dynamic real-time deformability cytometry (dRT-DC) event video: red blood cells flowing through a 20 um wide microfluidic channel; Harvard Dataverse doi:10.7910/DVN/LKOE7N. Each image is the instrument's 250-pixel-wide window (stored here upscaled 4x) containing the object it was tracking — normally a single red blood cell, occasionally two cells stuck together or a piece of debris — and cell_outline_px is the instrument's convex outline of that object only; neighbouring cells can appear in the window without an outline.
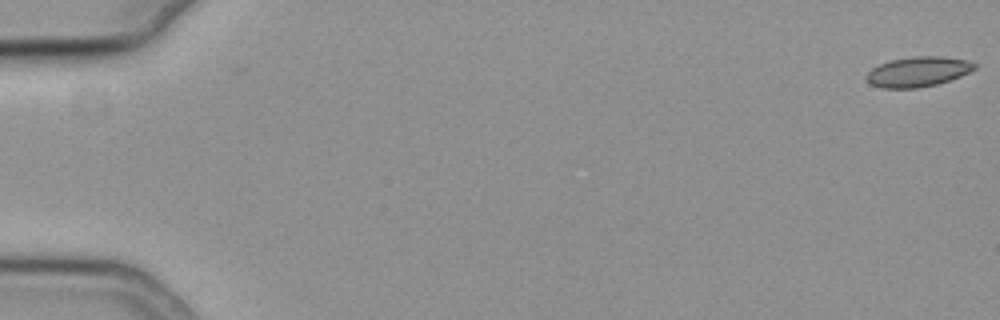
{"species": "common noctule bat (a hibernating species)", "species_latin": "Nyctalus noctula", "temperature_condition": "cold", "stored_images_in_passage": 56, "camera_frame_rate_fps": 3000, "um_per_image_px": 0.085, "animal": {"sex": "female", "body_mass_g": 19.3, "forearm_length_mm": 54.1}, "frame": {"image": 1, "passage_image": 1, "time_ms": 0.0, "image_size_px": [1000, 320], "cell_outline_px": [[976, 68], [960, 76], [936, 84], [916, 88], [884, 88], [872, 84], [864, 76], [872, 68], [880, 64], [892, 60], [916, 56], [944, 56], [968, 60], [976, 64]], "centroid_in_image_um": [78.04, 6.08], "position_along_channel_um": 7.0, "area_um2": 18.67}}
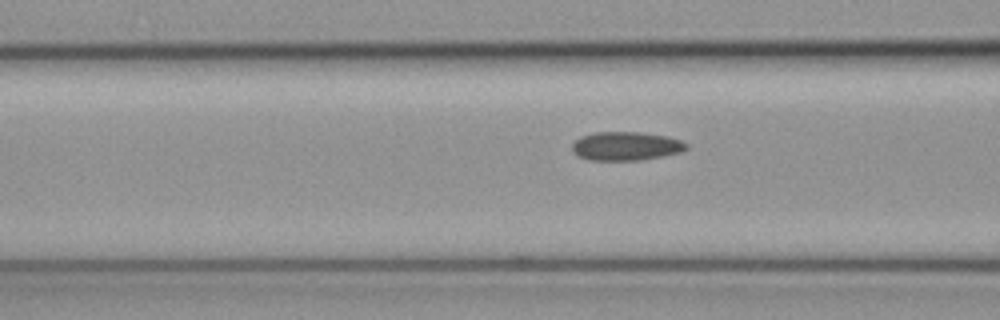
{"frame": {"image": 2, "passage_image": 23, "time_ms": 7.333, "image_size_px": [1000, 320], "cell_outline_px": [[688, 148], [680, 152], [640, 160], [588, 160], [572, 152], [572, 144], [580, 136], [596, 132], [640, 132], [668, 136], [680, 140], [688, 144]], "centroid_in_image_um": [53.19, 12.41], "position_along_channel_um": 113.4, "area_um2": 19.07}}
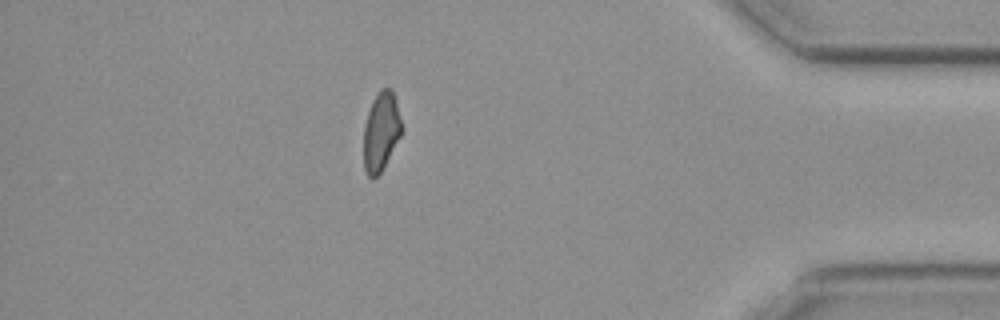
{"frame": {"image": 3, "passage_image": 49, "time_ms": 16.0, "image_size_px": [1000, 320], "cell_outline_px": [[404, 128], [400, 136], [380, 172], [372, 180], [368, 176], [364, 168], [364, 124], [372, 100], [380, 88], [392, 88], [396, 100]], "centroid_in_image_um": [32.4, 11.13], "position_along_channel_um": 402.8, "area_um2": 17.51}, "authors_computed_cell_mechanics": {"area_um2": 18.5538, "velocity_mm_per_s": 3.8091, "shape_relaxation_time_tau1_ms": null, "shape_relaxation_time_tau2_ms": 4.5731, "deformation_change_tau1": null, "deformation_change_tau2": 0.0985}}